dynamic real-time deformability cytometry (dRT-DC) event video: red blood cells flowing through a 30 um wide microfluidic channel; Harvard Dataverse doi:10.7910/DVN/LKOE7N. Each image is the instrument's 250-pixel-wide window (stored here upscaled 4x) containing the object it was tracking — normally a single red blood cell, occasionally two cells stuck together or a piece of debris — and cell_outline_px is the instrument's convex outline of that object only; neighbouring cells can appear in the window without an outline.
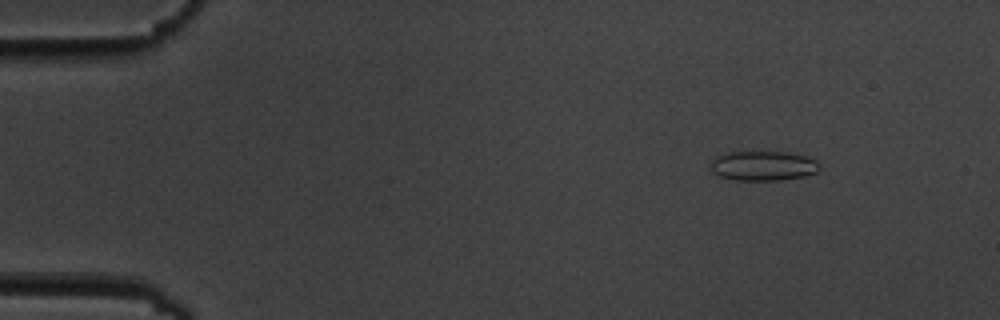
{"species": "common noctule bat (a hibernating species)", "species_latin": "Nyctalus noctula", "temperature_condition": "cold", "stored_images_in_passage": 5, "camera_frame_rate_fps": 3000, "um_per_image_px": 0.085, "animal": {"sex": "male", "body_mass_g": 19.5, "forearm_length_mm": 54.6}, "frame": {"image": 1, "passage_image": 2, "time_ms": 1.0, "image_size_px": [1000, 320], "cell_outline_px": [[820, 168], [816, 172], [804, 176], [780, 180], [736, 180], [720, 176], [712, 172], [712, 160], [716, 156], [728, 152], [788, 152], [808, 156], [816, 160], [820, 164]], "centroid_in_image_um": [64.9, 14.09], "position_along_channel_um": 20.1, "area_um2": 18.84}}
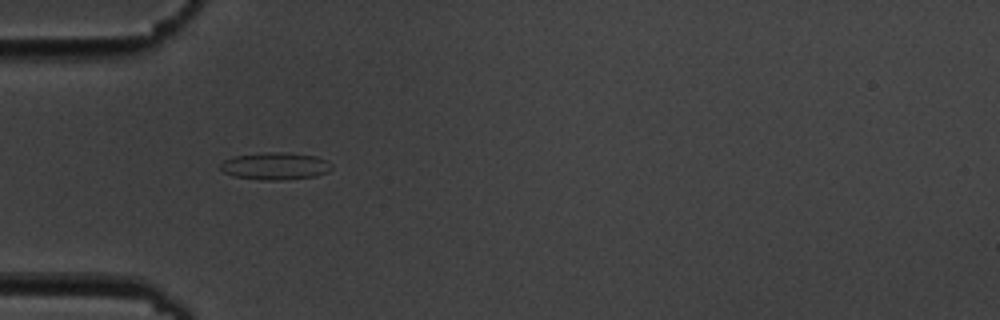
{"frame": {"image": 2, "passage_image": 5, "time_ms": 4.667, "image_size_px": [1000, 320], "cell_outline_px": [[332, 168], [328, 172], [316, 176], [280, 180], [260, 180], [232, 176], [224, 172], [220, 168], [220, 164], [224, 160], [232, 156], [268, 152], [284, 152], [316, 156], [328, 160], [332, 164]], "centroid_in_image_um": [23.4, 14.11], "position_along_channel_um": 61.6, "area_um2": 17.86}}